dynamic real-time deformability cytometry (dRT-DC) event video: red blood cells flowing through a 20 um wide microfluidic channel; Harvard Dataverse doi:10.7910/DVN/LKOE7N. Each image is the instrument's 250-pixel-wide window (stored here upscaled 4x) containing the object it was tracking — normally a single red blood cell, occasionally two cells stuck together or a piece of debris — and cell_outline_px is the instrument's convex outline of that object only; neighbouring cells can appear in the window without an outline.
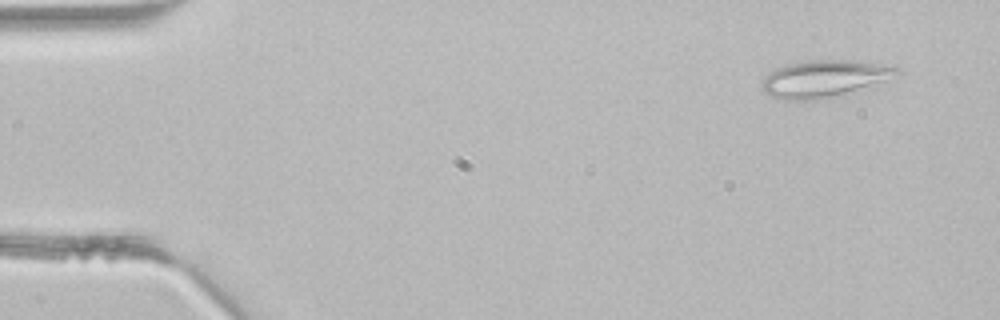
{"species": "common noctule bat (a hibernating species)", "species_latin": "Nyctalus noctula", "temperature_condition": "room temperature", "stored_images_in_passage": 3, "camera_frame_rate_fps": 3000, "um_per_image_px": 0.085, "animal": {"sex": "male", "body_mass_g": 21.5, "forearm_length_mm": 52.0}, "frame": {"image": 1, "passage_image": 1, "time_ms": 0.0, "image_size_px": [1000, 320], "cell_outline_px": [[900, 72], [880, 88], [832, 100], [784, 100], [772, 96], [764, 92], [764, 76], [776, 68], [808, 60], [848, 60], [900, 68]], "centroid_in_image_um": [70.23, 6.76], "position_along_channel_um": 14.8, "area_um2": 30.35}}